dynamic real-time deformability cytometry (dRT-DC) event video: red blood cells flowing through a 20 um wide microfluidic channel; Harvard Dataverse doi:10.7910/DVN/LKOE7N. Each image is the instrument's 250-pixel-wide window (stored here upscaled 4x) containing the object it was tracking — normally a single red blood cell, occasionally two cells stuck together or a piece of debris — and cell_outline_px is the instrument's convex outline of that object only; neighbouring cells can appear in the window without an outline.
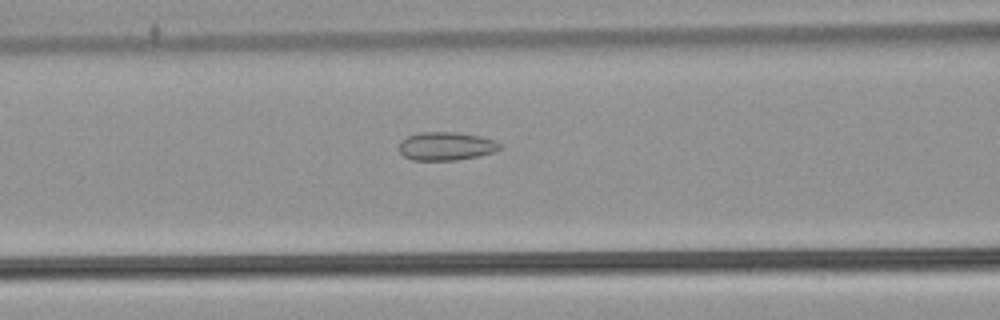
{"species": "common noctule bat (a hibernating species)", "species_latin": "Nyctalus noctula", "temperature_condition": "warm", "stored_images_in_passage": 43, "camera_frame_rate_fps": 3000, "um_per_image_px": 0.085, "animal": {"sex": "male", "body_mass_g": 21.5, "forearm_length_mm": 52.0}, "frame": {"image": 1, "passage_image": 12, "time_ms": 3.667, "image_size_px": [1000, 320], "cell_outline_px": [[504, 148], [496, 152], [480, 156], [456, 160], [412, 160], [404, 156], [400, 152], [400, 140], [408, 136], [420, 132], [456, 132], [480, 136], [496, 140]], "centroid_in_image_um": [37.97, 12.42], "position_along_channel_um": 128.6, "area_um2": 16.88}}
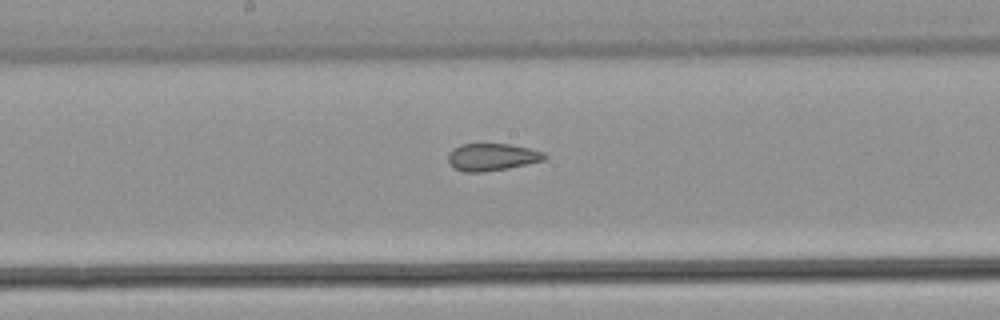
{"frame": {"image": 2, "passage_image": 18, "time_ms": 5.667, "image_size_px": [1000, 320], "cell_outline_px": [[548, 156], [544, 160], [508, 168], [484, 172], [464, 172], [452, 168], [448, 160], [448, 152], [452, 148], [460, 144], [508, 144], [528, 148], [544, 152]], "centroid_in_image_um": [41.78, 13.35], "position_along_channel_um": 206.4, "area_um2": 15.43}}
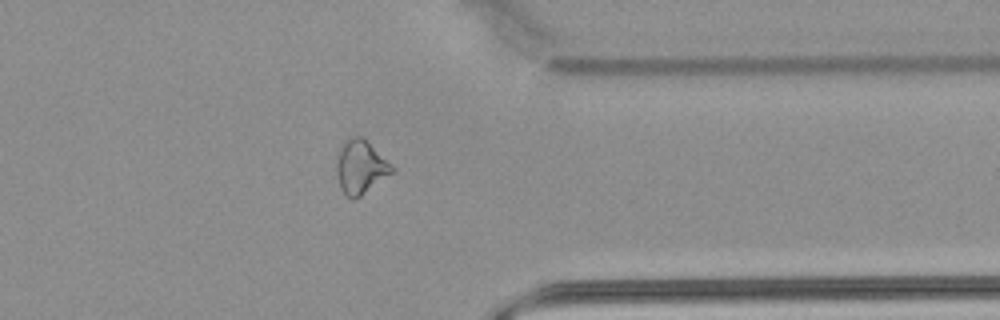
{"frame": {"image": 3, "passage_image": 32, "time_ms": 10.333, "image_size_px": [1000, 320], "cell_outline_px": [[396, 172], [356, 200], [352, 200], [340, 188], [336, 172], [336, 156], [344, 140], [352, 136], [360, 136], [392, 164], [396, 168]], "centroid_in_image_um": [30.66, 14.23], "position_along_channel_um": 380.7, "area_um2": 17.69}, "authors_computed_cell_mechanics": {"area_um2": 17.6868, "velocity_mm_per_s": 3.8859, "shape_relaxation_time_tau1_ms": null, "shape_relaxation_time_tau2_ms": 1.7124, "deformation_change_tau1": null, "deformation_change_tau2": 0.0975}}